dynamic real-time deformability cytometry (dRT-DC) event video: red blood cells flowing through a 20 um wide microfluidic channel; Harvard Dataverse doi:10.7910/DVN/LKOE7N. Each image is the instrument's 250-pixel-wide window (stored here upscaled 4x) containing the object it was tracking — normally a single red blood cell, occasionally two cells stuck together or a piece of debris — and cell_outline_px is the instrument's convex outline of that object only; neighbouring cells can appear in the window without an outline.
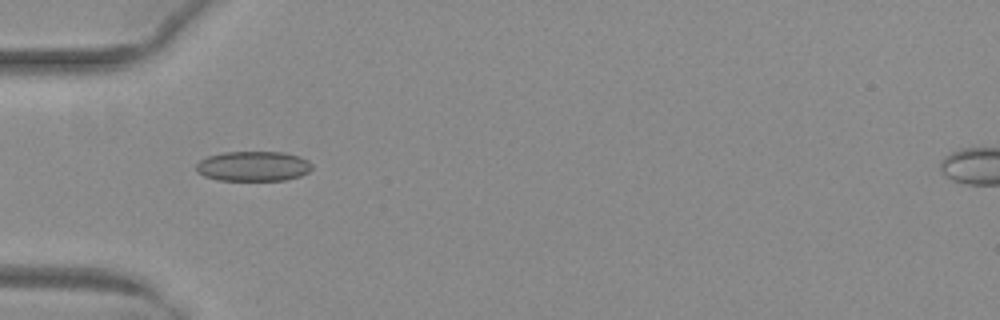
{"species": "common noctule bat (a hibernating species)", "species_latin": "Nyctalus noctula", "temperature_condition": "warm", "stored_images_in_passage": 35, "camera_frame_rate_fps": 3000, "um_per_image_px": 0.085, "animal": {"sex": "female", "body_mass_g": 29.2, "forearm_length_mm": 56.3}, "frame": {"image": 1, "passage_image": 3, "time_ms": 0.667, "image_size_px": [1000, 320], "cell_outline_px": [[312, 168], [308, 172], [300, 176], [284, 180], [220, 180], [204, 176], [196, 172], [196, 164], [200, 160], [208, 156], [224, 152], [284, 152], [300, 156], [308, 160], [312, 164]], "centroid_in_image_um": [21.53, 14.12], "position_along_channel_um": 63.5, "area_um2": 20.29}}
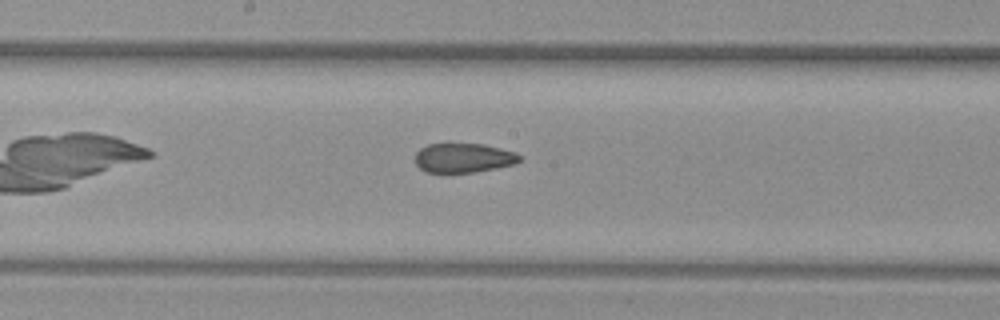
{"frame": {"image": 2, "passage_image": 14, "time_ms": 4.333, "image_size_px": [1000, 320], "cell_outline_px": [[520, 160], [516, 164], [496, 168], [472, 172], [424, 172], [416, 164], [416, 152], [420, 148], [428, 144], [484, 144], [516, 152], [520, 156]], "centroid_in_image_um": [39.4, 13.42], "position_along_channel_um": 208.8, "area_um2": 17.8}}
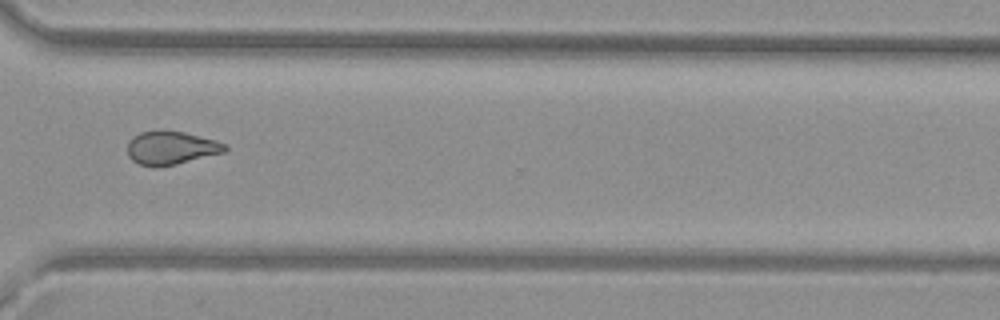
{"frame": {"image": 3, "passage_image": 25, "time_ms": 8.0, "image_size_px": [1000, 320], "cell_outline_px": [[228, 148], [224, 152], [176, 164], [156, 168], [152, 168], [140, 164], [132, 160], [128, 156], [128, 140], [132, 136], [140, 132], [160, 128], [184, 132], [216, 140], [228, 144]], "centroid_in_image_um": [14.51, 12.55], "position_along_channel_um": 356.1, "area_um2": 19.48}}